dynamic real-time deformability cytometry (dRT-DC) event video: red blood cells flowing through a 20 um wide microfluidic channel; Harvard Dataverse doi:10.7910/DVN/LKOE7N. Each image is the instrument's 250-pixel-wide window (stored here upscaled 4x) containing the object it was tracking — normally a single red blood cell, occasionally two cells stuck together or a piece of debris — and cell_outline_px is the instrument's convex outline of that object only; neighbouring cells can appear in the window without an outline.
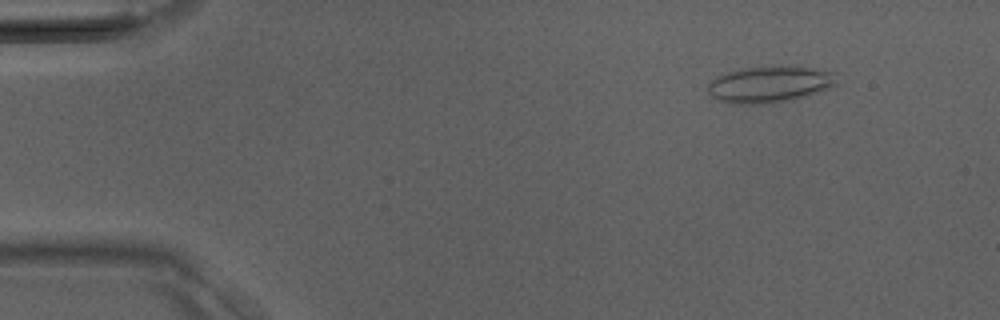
{"species": "Egyptian fruit bat (a non-hibernating species)", "species_latin": "Rousettus aegyptiacus", "temperature_condition": "room temperature", "stored_images_in_passage": 39, "camera_frame_rate_fps": 3000, "um_per_image_px": 0.085, "animal": {"sex": "male"}, "frame": {"image": 1, "passage_image": 5, "time_ms": 1.333, "image_size_px": [1000, 320], "cell_outline_px": [[836, 84], [828, 88], [792, 100], [772, 104], [732, 104], [720, 100], [712, 96], [708, 92], [708, 84], [712, 80], [728, 72], [744, 68], [812, 68], [836, 72]], "centroid_in_image_um": [65.41, 7.21], "position_along_channel_um": 19.6, "area_um2": 26.65}}
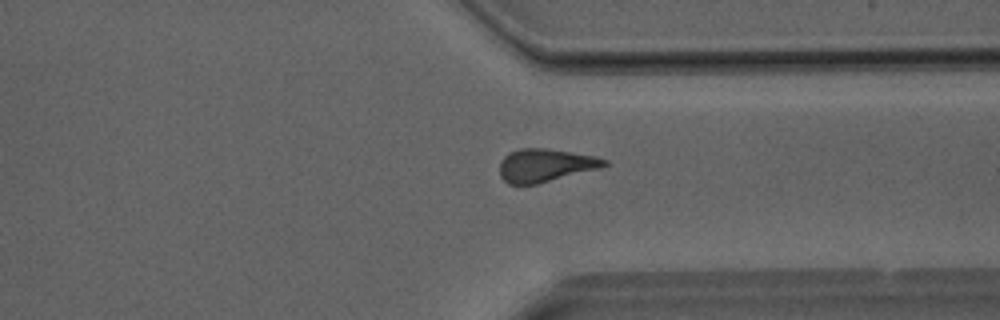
{"frame": {"image": 2, "passage_image": 30, "time_ms": 9.667, "image_size_px": [1000, 320], "cell_outline_px": [[608, 164], [600, 168], [536, 184], [508, 184], [500, 176], [500, 160], [508, 152], [520, 148], [544, 148], [596, 156], [608, 160]], "centroid_in_image_um": [46.33, 14.04], "position_along_channel_um": 365.1, "area_um2": 20.11}}
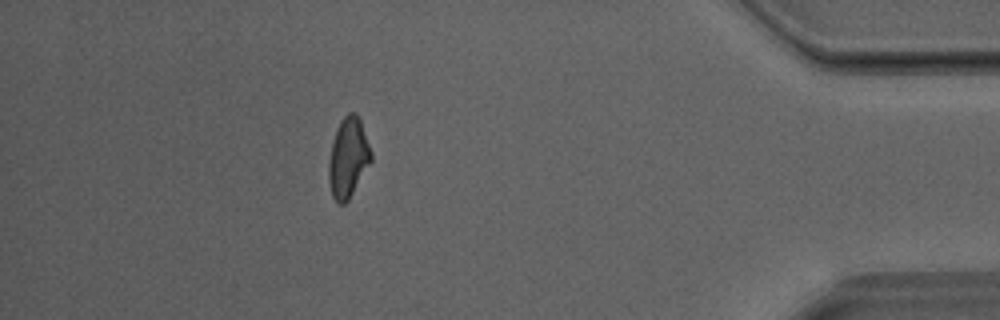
{"frame": {"image": 3, "passage_image": 35, "time_ms": 11.333, "image_size_px": [1000, 320], "cell_outline_px": [[372, 160], [348, 200], [344, 204], [336, 204], [332, 196], [328, 180], [328, 164], [332, 144], [336, 128], [340, 120], [348, 112], [356, 112], [360, 120], [372, 152]], "centroid_in_image_um": [29.58, 13.41], "position_along_channel_um": 405.6, "area_um2": 19.77}}